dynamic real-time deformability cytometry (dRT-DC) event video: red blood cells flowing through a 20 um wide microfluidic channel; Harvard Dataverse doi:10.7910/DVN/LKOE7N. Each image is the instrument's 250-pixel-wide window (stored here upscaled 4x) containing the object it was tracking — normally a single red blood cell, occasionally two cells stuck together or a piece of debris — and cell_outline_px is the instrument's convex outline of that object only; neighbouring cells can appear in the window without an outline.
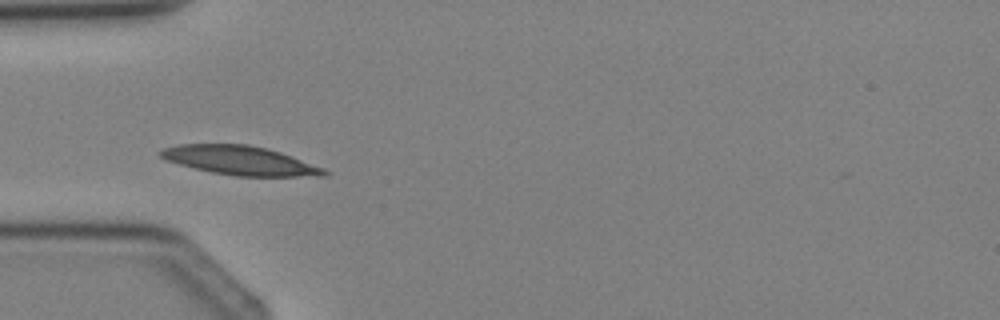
{"species": "Egyptian fruit bat (a non-hibernating species)", "species_latin": "Rousettus aegyptiacus", "temperature_condition": "cold", "stored_images_in_passage": 4, "camera_frame_rate_fps": 3000, "um_per_image_px": 0.085, "animal": {"sex": "female"}, "frame": {"image": 1, "passage_image": 3, "time_ms": 2.667, "image_size_px": [1000, 320], "cell_outline_px": [[328, 176], [236, 176], [212, 172], [164, 160], [156, 152], [160, 148], [180, 144], [248, 144], [280, 152], [324, 168], [328, 172]], "centroid_in_image_um": [20.36, 13.63], "position_along_channel_um": 64.6, "area_um2": 27.57}}
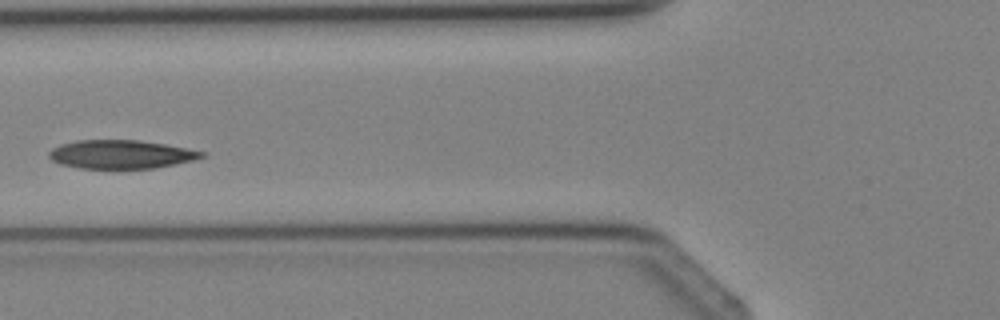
{"frame": {"image": 2, "passage_image": 4, "time_ms": 3.667, "image_size_px": [1000, 320], "cell_outline_px": [[208, 156], [192, 160], [156, 168], [80, 168], [60, 164], [52, 160], [48, 156], [48, 152], [52, 148], [60, 144], [76, 140], [140, 140], [164, 144], [204, 152]], "centroid_in_image_um": [10.25, 13.11], "position_along_channel_um": 115.6, "area_um2": 25.32}}